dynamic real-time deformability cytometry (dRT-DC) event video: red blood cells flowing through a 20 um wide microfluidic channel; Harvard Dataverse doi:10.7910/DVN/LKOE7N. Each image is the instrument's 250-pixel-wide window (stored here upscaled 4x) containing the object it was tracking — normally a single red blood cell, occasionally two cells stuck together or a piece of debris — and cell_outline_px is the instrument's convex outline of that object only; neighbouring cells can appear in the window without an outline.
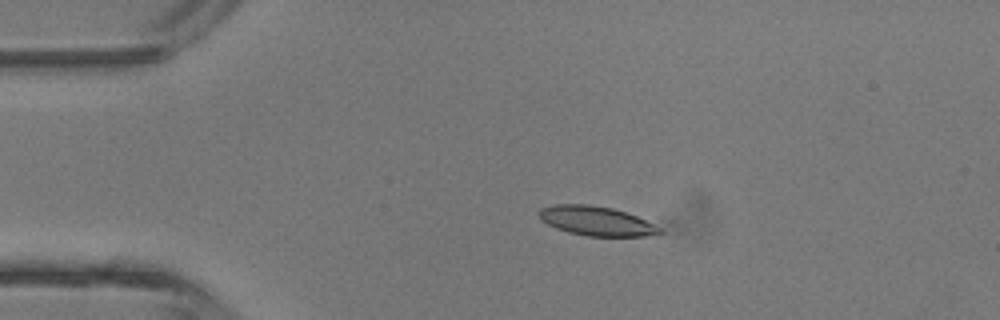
{"species": "common noctule bat (a hibernating species)", "species_latin": "Nyctalus noctula", "temperature_condition": "room temperature", "stored_images_in_passage": 2, "camera_frame_rate_fps": 3000, "um_per_image_px": 0.085, "animal": {"sex": "male", "body_mass_g": 13.3}, "frame": {"image": 1, "passage_image": 1, "time_ms": 0.0, "image_size_px": [1000, 320], "cell_outline_px": [[668, 224], [664, 232], [644, 236], [588, 236], [568, 232], [556, 228], [540, 220], [536, 212], [540, 208], [556, 204], [588, 204], [612, 208], [668, 220]], "centroid_in_image_um": [51.01, 18.77], "position_along_channel_um": 34.0, "area_um2": 22.43}}